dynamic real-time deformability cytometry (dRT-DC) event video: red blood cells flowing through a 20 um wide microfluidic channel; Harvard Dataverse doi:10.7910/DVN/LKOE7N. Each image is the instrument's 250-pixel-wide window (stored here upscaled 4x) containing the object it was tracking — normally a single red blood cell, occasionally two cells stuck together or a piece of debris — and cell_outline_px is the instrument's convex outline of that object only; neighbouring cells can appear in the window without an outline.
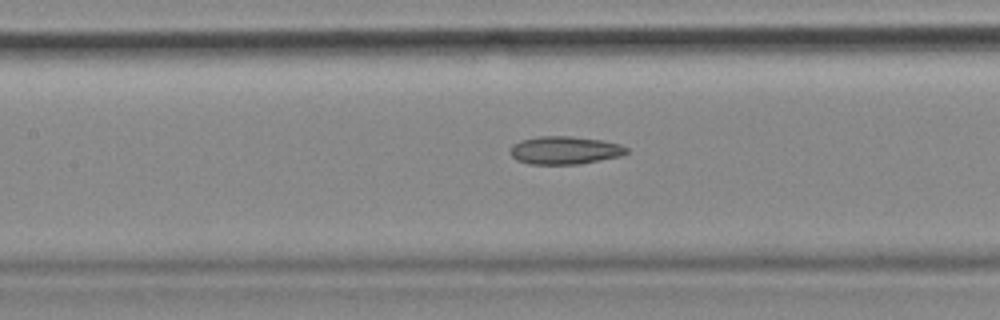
{"species": "common noctule bat (a hibernating species)", "species_latin": "Nyctalus noctula", "temperature_condition": "cold", "stored_images_in_passage": 55, "camera_frame_rate_fps": 3000, "um_per_image_px": 0.085, "animal": {"sex": "female", "body_mass_g": 18.4}, "frame": {"image": 1, "passage_image": 24, "time_ms": 7.667, "image_size_px": [1000, 320], "cell_outline_px": [[628, 152], [620, 156], [580, 164], [528, 164], [516, 160], [512, 156], [512, 144], [520, 140], [536, 136], [572, 136], [604, 140], [620, 144], [628, 148]], "centroid_in_image_um": [48.01, 12.76], "position_along_channel_um": 159.4, "area_um2": 19.07}, "authors_computed_cell_mechanics": {"area_um2": 19.5364, "velocity_mm_per_s": 3.5949, "shape_relaxation_time_tau1_ms": null, "shape_relaxation_time_tau2_ms": 6.1186, "deformation_change_tau1": null, "deformation_change_tau2": 0.1518}}